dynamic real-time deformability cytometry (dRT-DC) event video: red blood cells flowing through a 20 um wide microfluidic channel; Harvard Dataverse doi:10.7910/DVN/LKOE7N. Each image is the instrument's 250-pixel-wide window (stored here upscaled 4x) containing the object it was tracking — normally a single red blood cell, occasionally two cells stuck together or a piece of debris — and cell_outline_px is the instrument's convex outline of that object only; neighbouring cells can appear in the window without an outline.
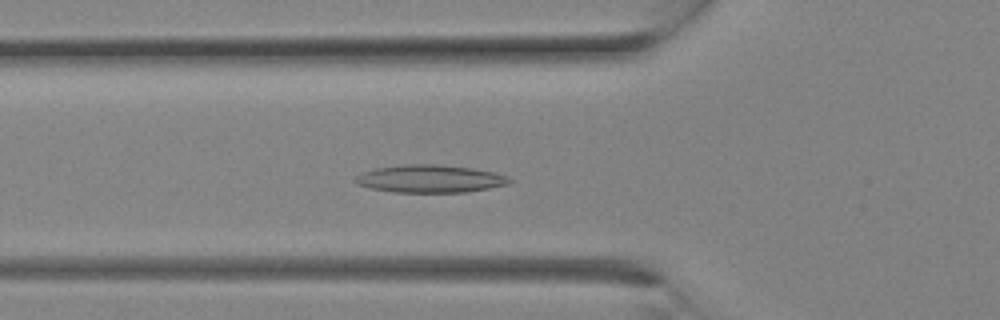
{"species": "Egyptian fruit bat (a non-hibernating species)", "species_latin": "Rousettus aegyptiacus", "temperature_condition": "room temperature", "stored_images_in_passage": 18, "camera_frame_rate_fps": 3000, "um_per_image_px": 0.085, "animal": {"sex": "female"}, "frame": {"image": 1, "passage_image": 9, "time_ms": 2.667, "image_size_px": [1000, 320], "cell_outline_px": [[512, 180], [508, 184], [488, 188], [464, 192], [392, 192], [372, 188], [356, 184], [352, 180], [360, 172], [376, 168], [400, 164], [440, 164], [472, 168], [496, 172], [508, 176]], "centroid_in_image_um": [36.52, 15.18], "position_along_channel_um": 89.3, "area_um2": 25.09}}
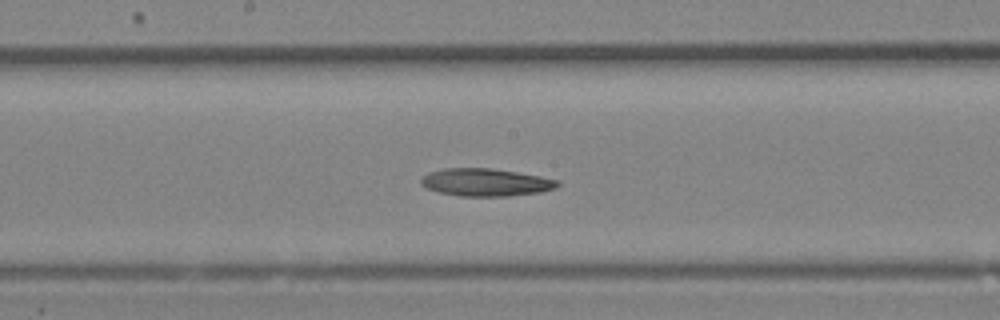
{"frame": {"image": 2, "passage_image": 14, "time_ms": 4.333, "image_size_px": [1000, 320], "cell_outline_px": [[560, 184], [556, 188], [540, 192], [508, 196], [460, 196], [436, 192], [420, 184], [420, 180], [428, 172], [444, 168], [492, 168], [540, 176], [560, 180]], "centroid_in_image_um": [41.28, 15.5], "position_along_channel_um": 206.9, "area_um2": 22.08}}
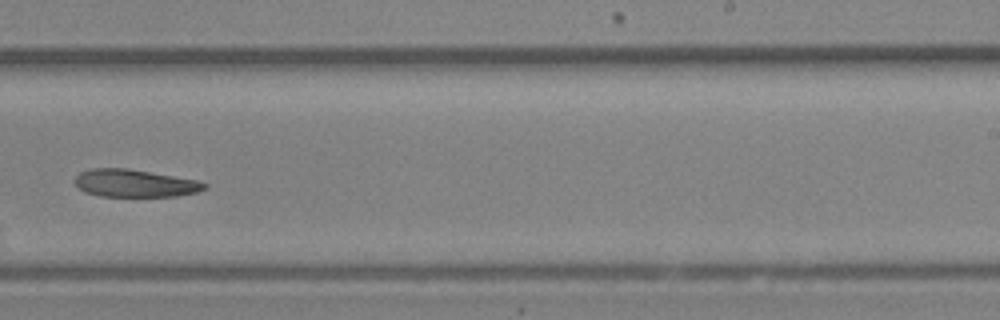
{"frame": {"image": 3, "passage_image": 17, "time_ms": 5.333, "image_size_px": [1000, 320], "cell_outline_px": [[208, 188], [196, 192], [176, 196], [100, 196], [84, 192], [76, 184], [76, 176], [80, 172], [92, 168], [128, 168], [196, 180], [208, 184]], "centroid_in_image_um": [11.46, 15.57], "position_along_channel_um": 277.5, "area_um2": 20.69}}